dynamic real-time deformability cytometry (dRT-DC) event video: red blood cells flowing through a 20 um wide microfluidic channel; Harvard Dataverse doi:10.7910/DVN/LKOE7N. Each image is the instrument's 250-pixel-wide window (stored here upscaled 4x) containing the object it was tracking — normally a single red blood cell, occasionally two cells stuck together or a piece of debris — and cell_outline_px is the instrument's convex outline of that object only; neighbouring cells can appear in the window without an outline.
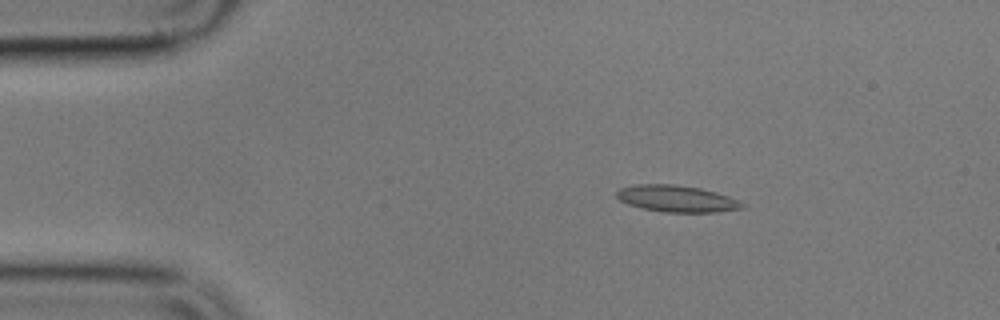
{"species": "common noctule bat (a hibernating species)", "species_latin": "Nyctalus noctula", "temperature_condition": "cold", "stored_images_in_passage": 4, "camera_frame_rate_fps": 3000, "um_per_image_px": 0.085, "animal": {"sex": "male", "body_mass_g": 17.9}, "frame": {"image": 1, "passage_image": 2, "time_ms": 2.0, "image_size_px": [1000, 320], "cell_outline_px": [[748, 204], [744, 208], [716, 212], [664, 212], [640, 208], [628, 204], [620, 200], [616, 196], [616, 192], [620, 188], [636, 184], [672, 184], [700, 188], [716, 192], [740, 200]], "centroid_in_image_um": [57.55, 16.89], "position_along_channel_um": 27.4, "area_um2": 19.65}}